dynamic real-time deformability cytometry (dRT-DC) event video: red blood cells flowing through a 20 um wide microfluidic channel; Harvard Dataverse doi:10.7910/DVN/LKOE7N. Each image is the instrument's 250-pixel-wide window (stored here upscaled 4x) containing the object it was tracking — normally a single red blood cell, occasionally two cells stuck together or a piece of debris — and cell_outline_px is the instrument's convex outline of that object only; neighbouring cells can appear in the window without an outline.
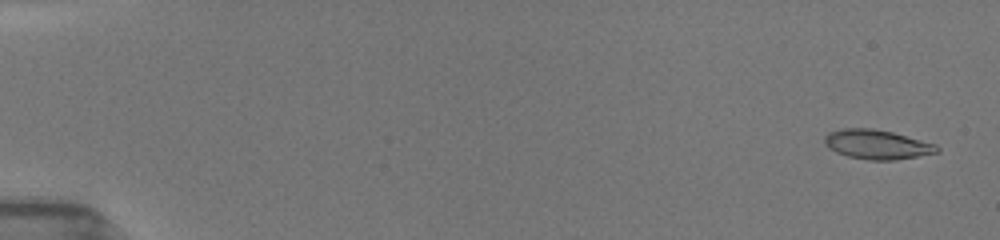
{"species": "common noctule bat (a hibernating species)", "species_latin": "Nyctalus noctula", "temperature_condition": "room temperature", "stored_images_in_passage": 41, "camera_frame_rate_fps": 3000, "um_per_image_px": 0.085, "animal": {"sex": "female", "body_mass_g": 19.5, "forearm_length_mm": 54.1}, "frame": {"image": 1, "passage_image": 1, "time_ms": 0.0, "image_size_px": [1000, 240], "cell_outline_px": [[940, 152], [896, 160], [868, 160], [848, 156], [836, 152], [828, 148], [824, 144], [824, 136], [828, 132], [840, 128], [872, 128], [892, 132], [936, 144], [940, 148]], "centroid_in_image_um": [74.52, 12.27], "position_along_channel_um": 10.5, "area_um2": 19.42}}
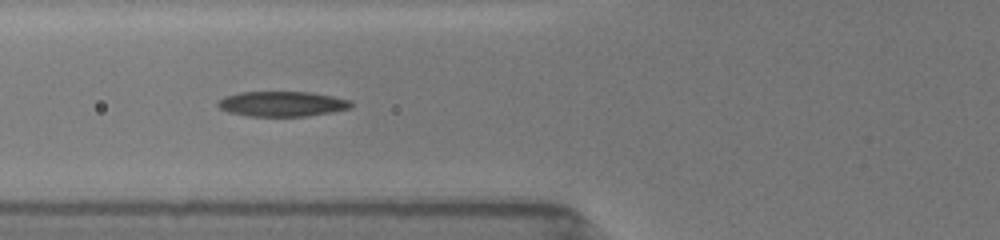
{"frame": {"image": 2, "passage_image": 27, "time_ms": 6.333, "image_size_px": [1000, 240], "cell_outline_px": [[352, 108], [332, 112], [308, 116], [248, 116], [228, 112], [220, 108], [216, 104], [224, 96], [240, 92], [312, 92], [352, 100]], "centroid_in_image_um": [24.0, 8.83], "position_along_channel_um": 101.8, "area_um2": 19.59}}
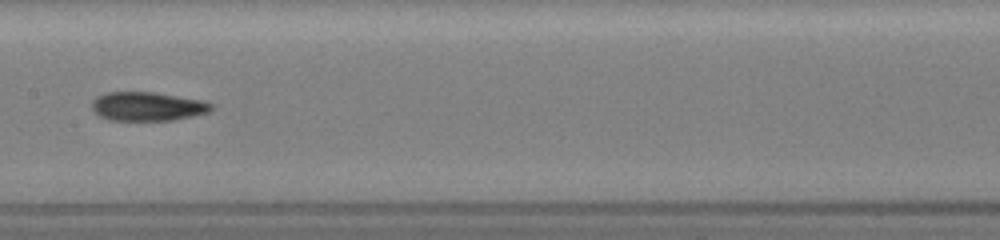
{"frame": {"image": 3, "passage_image": 38, "time_ms": 8.667, "image_size_px": [1000, 240], "cell_outline_px": [[212, 108], [208, 112], [192, 116], [172, 120], [108, 120], [100, 116], [92, 108], [92, 100], [96, 96], [108, 92], [152, 92], [204, 100], [212, 104]], "centroid_in_image_um": [12.52, 9.04], "position_along_channel_um": 194.9, "area_um2": 20.0}}